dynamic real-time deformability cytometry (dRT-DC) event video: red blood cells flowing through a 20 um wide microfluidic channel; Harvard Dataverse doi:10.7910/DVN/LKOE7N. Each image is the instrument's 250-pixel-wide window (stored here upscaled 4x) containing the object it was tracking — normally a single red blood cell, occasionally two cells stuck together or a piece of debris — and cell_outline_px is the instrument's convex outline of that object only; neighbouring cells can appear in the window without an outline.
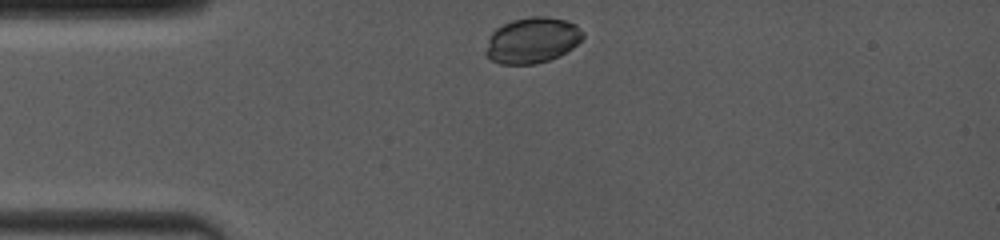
{"species": "common noctule bat (a hibernating species)", "species_latin": "Nyctalus noctula", "temperature_condition": "room temperature", "stored_images_in_passage": 2, "camera_frame_rate_fps": 4000, "um_per_image_px": 0.085, "animal": {"sex": "female", "body_mass_g": 19.0, "forearm_length_mm": 53.3}, "frame": {"image": 1, "passage_image": 1, "time_ms": 0.0, "image_size_px": [1000, 240], "cell_outline_px": [[584, 36], [572, 48], [560, 56], [536, 64], [500, 64], [492, 60], [484, 52], [488, 40], [492, 32], [496, 28], [512, 20], [532, 16], [548, 16], [564, 20], [576, 24], [584, 32]], "centroid_in_image_um": [45.24, 3.42], "position_along_channel_um": 39.8, "area_um2": 25.95}}